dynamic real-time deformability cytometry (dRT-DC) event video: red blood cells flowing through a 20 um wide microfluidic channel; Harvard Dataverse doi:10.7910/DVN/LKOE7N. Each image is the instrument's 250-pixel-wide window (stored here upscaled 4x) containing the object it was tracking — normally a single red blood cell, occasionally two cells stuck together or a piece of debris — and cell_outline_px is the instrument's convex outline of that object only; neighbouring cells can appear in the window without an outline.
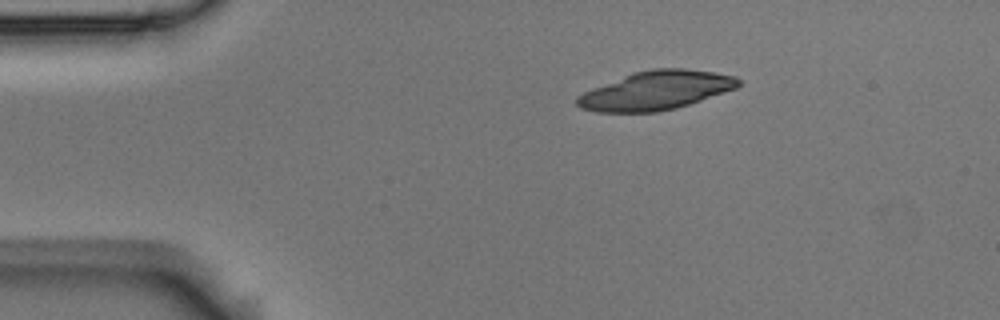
{"species": "Egyptian fruit bat (a non-hibernating species)", "species_latin": "Rousettus aegyptiacus", "temperature_condition": "room temperature", "stored_images_in_passage": 8, "camera_frame_rate_fps": 3000, "um_per_image_px": 0.085, "animal": {"sex": "male"}, "frame": {"image": 1, "passage_image": 1, "time_ms": 0.0, "image_size_px": [1000, 320], "cell_outline_px": [[740, 84], [736, 88], [676, 108], [656, 112], [596, 112], [580, 108], [576, 104], [576, 96], [592, 88], [632, 72], [652, 68], [684, 68], [712, 72], [736, 76], [740, 80]], "centroid_in_image_um": [55.72, 7.68], "position_along_channel_um": 29.3, "area_um2": 36.36}}